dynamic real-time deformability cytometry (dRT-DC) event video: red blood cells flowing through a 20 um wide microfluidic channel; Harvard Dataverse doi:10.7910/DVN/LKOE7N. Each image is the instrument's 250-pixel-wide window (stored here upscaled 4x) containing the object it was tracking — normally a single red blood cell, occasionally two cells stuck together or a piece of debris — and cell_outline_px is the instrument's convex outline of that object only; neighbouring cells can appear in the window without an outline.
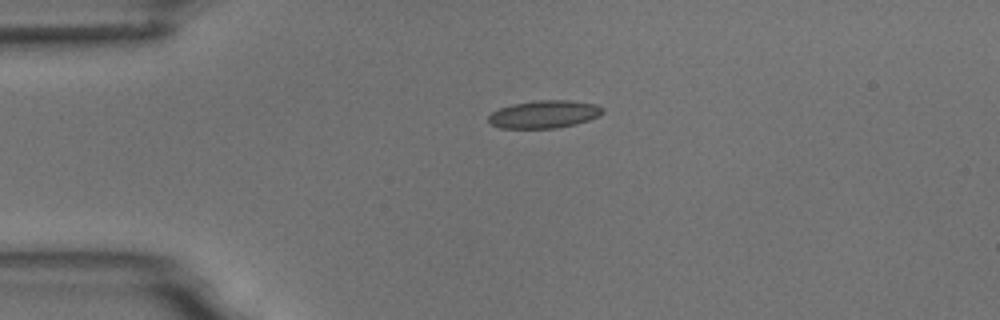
{"species": "common noctule bat (a hibernating species)", "species_latin": "Nyctalus noctula", "temperature_condition": "room temperature", "stored_images_in_passage": 3, "camera_frame_rate_fps": 3000, "um_per_image_px": 0.085, "animal": {"sex": "male", "body_mass_g": 18.8}, "frame": {"image": 1, "passage_image": 1, "time_ms": 0.0, "image_size_px": [1000, 320], "cell_outline_px": [[604, 112], [600, 116], [588, 120], [556, 128], [500, 128], [488, 124], [488, 116], [492, 112], [500, 108], [512, 104], [540, 100], [568, 100], [596, 104], [604, 108]], "centroid_in_image_um": [46.24, 9.71], "position_along_channel_um": 38.8, "area_um2": 18.44}}